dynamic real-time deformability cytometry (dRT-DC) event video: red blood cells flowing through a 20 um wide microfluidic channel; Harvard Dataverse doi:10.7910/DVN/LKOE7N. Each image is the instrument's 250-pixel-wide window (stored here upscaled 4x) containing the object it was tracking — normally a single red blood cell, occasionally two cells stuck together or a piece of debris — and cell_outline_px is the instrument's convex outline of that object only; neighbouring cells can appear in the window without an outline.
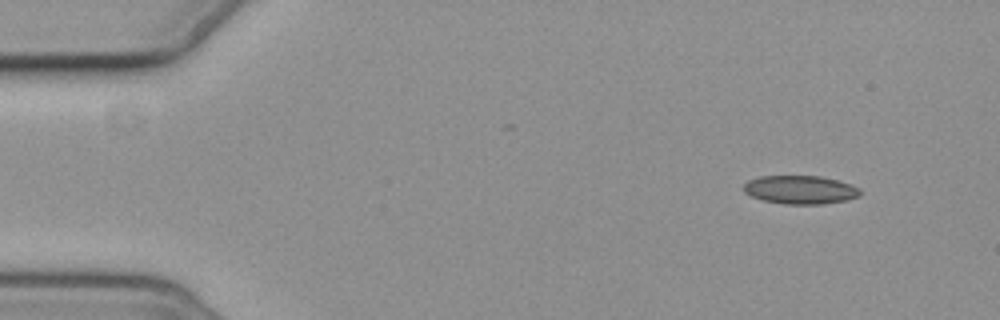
{"species": "common noctule bat (a hibernating species)", "species_latin": "Nyctalus noctula", "temperature_condition": "cold", "stored_images_in_passage": 4, "camera_frame_rate_fps": 3000, "um_per_image_px": 0.085, "animal": {"sex": "female", "body_mass_g": 19.3, "forearm_length_mm": 54.1}, "frame": {"image": 1, "passage_image": 1, "time_ms": 0.0, "image_size_px": [1000, 320], "cell_outline_px": [[860, 196], [844, 200], [820, 204], [784, 204], [764, 200], [752, 196], [744, 192], [744, 184], [748, 180], [760, 176], [820, 176], [852, 184], [860, 188]], "centroid_in_image_um": [68.02, 16.12], "position_along_channel_um": 17.0, "area_um2": 19.19}}
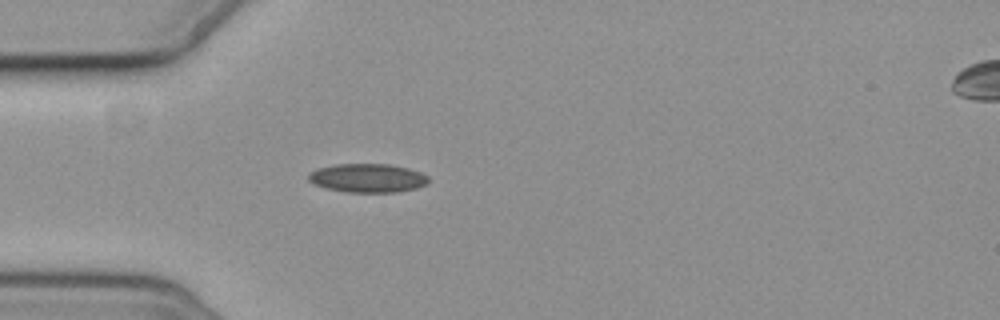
{"frame": {"image": 2, "passage_image": 4, "time_ms": 3.667, "image_size_px": [1000, 320], "cell_outline_px": [[428, 184], [416, 188], [396, 192], [348, 192], [328, 188], [316, 184], [308, 180], [308, 172], [320, 168], [336, 164], [388, 164], [408, 168], [420, 172], [428, 176]], "centroid_in_image_um": [31.27, 15.13], "position_along_channel_um": 53.7, "area_um2": 19.94}}